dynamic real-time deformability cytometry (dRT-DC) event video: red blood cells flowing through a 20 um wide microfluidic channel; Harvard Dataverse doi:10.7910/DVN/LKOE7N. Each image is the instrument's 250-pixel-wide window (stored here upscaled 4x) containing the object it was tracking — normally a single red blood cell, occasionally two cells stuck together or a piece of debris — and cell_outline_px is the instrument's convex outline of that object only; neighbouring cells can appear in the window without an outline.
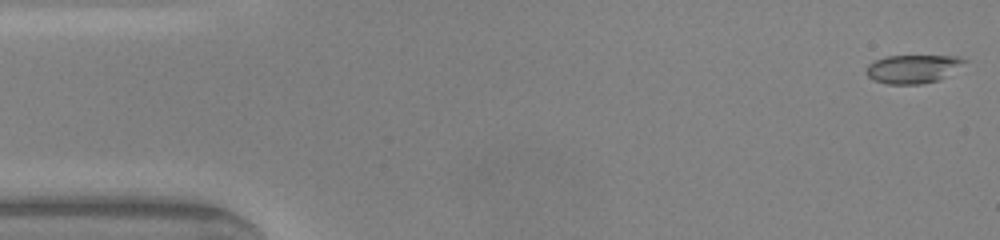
{"species": "common noctule bat (a hibernating species)", "species_latin": "Nyctalus noctula", "temperature_condition": "warm", "stored_images_in_passage": 48, "camera_frame_rate_fps": 3000, "um_per_image_px": 0.085, "animal": {"sex": "male", "body_mass_g": 20.0, "forearm_length_mm": 53.3}, "frame": {"image": 1, "passage_image": 1, "time_ms": 0.0, "image_size_px": [1000, 240], "cell_outline_px": [[968, 60], [940, 80], [920, 84], [888, 84], [872, 80], [864, 72], [868, 64], [884, 56], [960, 56]], "centroid_in_image_um": [77.55, 5.86], "position_along_channel_um": 7.4, "area_um2": 16.3}}
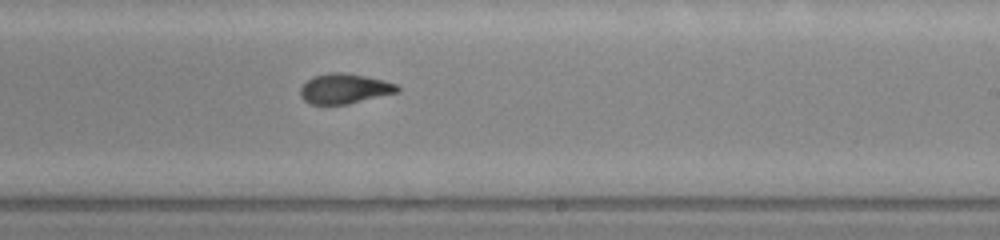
{"frame": {"image": 2, "passage_image": 28, "time_ms": 9.0, "image_size_px": [1000, 240], "cell_outline_px": [[400, 92], [348, 104], [312, 104], [304, 100], [300, 96], [300, 88], [312, 76], [328, 72], [344, 72], [384, 80], [396, 84], [400, 88]], "centroid_in_image_um": [29.29, 7.53], "position_along_channel_um": 259.7, "area_um2": 17.05}}
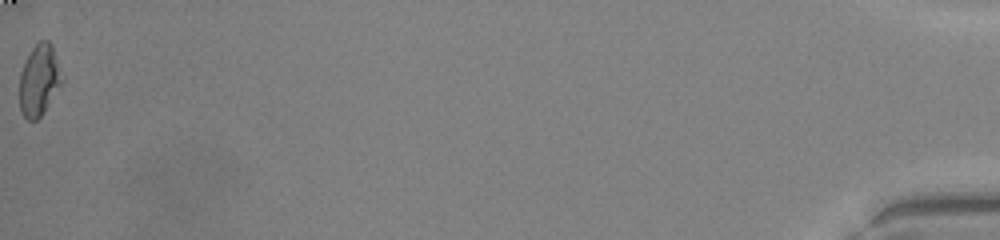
{"frame": {"image": 3, "passage_image": 48, "time_ms": 15.667, "image_size_px": [1000, 240], "cell_outline_px": [[64, 76], [60, 84], [44, 112], [36, 120], [28, 120], [20, 112], [20, 72], [24, 60], [32, 48], [40, 40], [48, 40], [52, 44]], "centroid_in_image_um": [3.33, 6.78], "position_along_channel_um": 431.9, "area_um2": 17.69}, "authors_computed_cell_mechanics": {"area_um2": 17.2533, "velocity_mm_per_s": 4.2082, "shape_relaxation_time_tau1_ms": 5.4959, "shape_relaxation_time_tau2_ms": 0.9482, "deformation_change_tau1": 0.2081, "deformation_change_tau2": 0.0626}}